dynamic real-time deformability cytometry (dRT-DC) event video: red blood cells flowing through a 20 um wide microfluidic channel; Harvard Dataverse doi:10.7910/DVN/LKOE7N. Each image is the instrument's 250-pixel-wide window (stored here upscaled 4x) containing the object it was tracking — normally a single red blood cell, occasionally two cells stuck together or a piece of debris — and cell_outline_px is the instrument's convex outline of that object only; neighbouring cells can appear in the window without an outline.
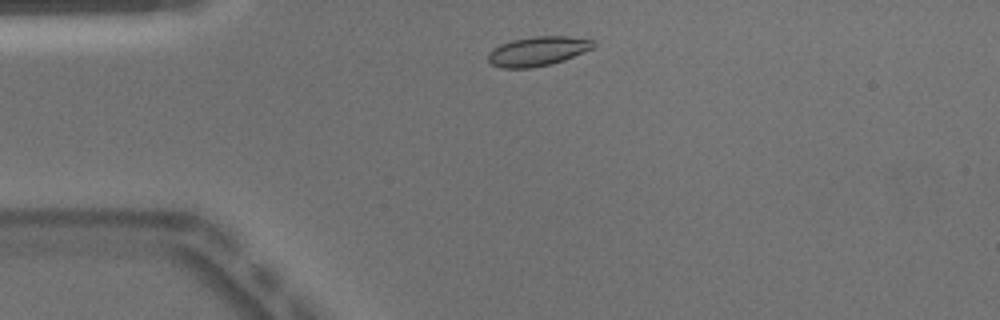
{"species": "Egyptian fruit bat (a non-hibernating species)", "species_latin": "Rousettus aegyptiacus", "temperature_condition": "warm", "stored_images_in_passage": 42, "camera_frame_rate_fps": 3000, "um_per_image_px": 0.085, "animal": {"sex": "male"}, "frame": {"image": 1, "passage_image": 3, "time_ms": 0.667, "image_size_px": [1000, 320], "cell_outline_px": [[596, 44], [592, 48], [564, 60], [552, 64], [528, 68], [500, 68], [492, 64], [488, 60], [488, 52], [492, 48], [500, 44], [512, 40], [532, 36], [568, 36], [596, 40]], "centroid_in_image_um": [45.7, 4.34], "position_along_channel_um": 39.3, "area_um2": 18.15}}
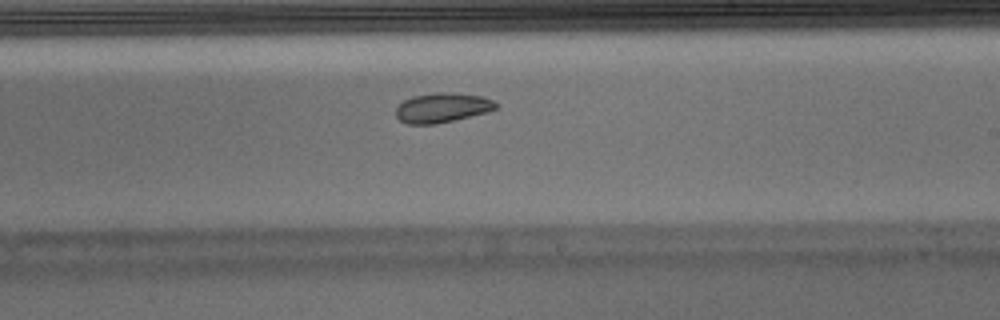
{"frame": {"image": 2, "passage_image": 21, "time_ms": 6.667, "image_size_px": [1000, 320], "cell_outline_px": [[500, 104], [496, 108], [488, 112], [436, 124], [408, 124], [400, 120], [396, 116], [396, 108], [404, 100], [412, 96], [436, 92], [444, 92], [484, 96]], "centroid_in_image_um": [37.6, 9.15], "position_along_channel_um": 251.4, "area_um2": 17.28}}
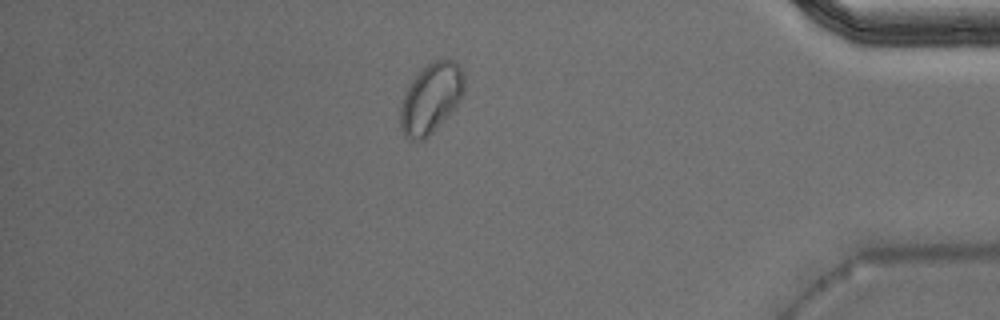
{"frame": {"image": 3, "passage_image": 35, "time_ms": 11.333, "image_size_px": [1000, 320], "cell_outline_px": [[464, 92], [460, 100], [452, 112], [424, 140], [412, 140], [404, 136], [400, 128], [400, 108], [404, 96], [412, 80], [432, 60], [452, 60], [460, 68], [464, 76]], "centroid_in_image_um": [36.63, 8.39], "position_along_channel_um": 398.6, "area_um2": 25.72}, "authors_computed_cell_mechanics": {"area_um2": 17.9758, "velocity_mm_per_s": 3.9581, "shape_relaxation_time_tau1_ms": null, "shape_relaxation_time_tau2_ms": 1.9693, "deformation_change_tau1": null, "deformation_change_tau2": 0.0355}}